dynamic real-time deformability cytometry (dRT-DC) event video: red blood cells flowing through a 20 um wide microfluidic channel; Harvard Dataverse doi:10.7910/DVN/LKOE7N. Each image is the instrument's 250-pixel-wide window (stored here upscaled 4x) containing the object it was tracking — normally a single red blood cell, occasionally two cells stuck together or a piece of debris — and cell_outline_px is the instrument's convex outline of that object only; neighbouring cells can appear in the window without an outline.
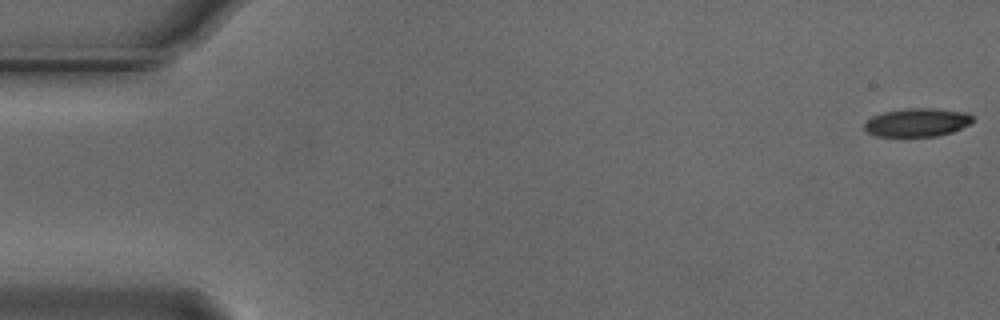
{"species": "Egyptian fruit bat (a non-hibernating species)", "species_latin": "Rousettus aegyptiacus", "temperature_condition": "cold", "stored_images_in_passage": 21, "camera_frame_rate_fps": 3000, "um_per_image_px": 0.085, "animal": {"sex": "male"}, "frame": {"image": 1, "passage_image": 1, "time_ms": 0.0, "image_size_px": [1000, 320], "cell_outline_px": [[972, 120], [968, 124], [952, 132], [936, 136], [876, 136], [868, 132], [864, 128], [864, 124], [872, 116], [884, 112], [904, 108], [932, 108], [968, 112], [972, 116]], "centroid_in_image_um": [77.94, 10.39], "position_along_channel_um": 7.1, "area_um2": 17.8}}
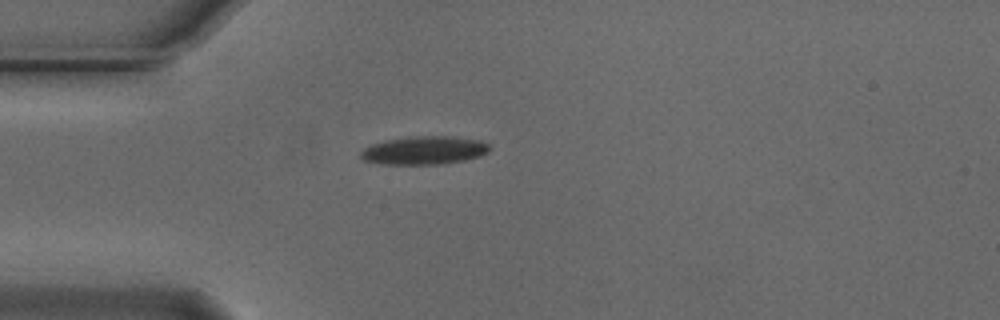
{"frame": {"image": 2, "passage_image": 15, "time_ms": 4.667, "image_size_px": [1000, 320], "cell_outline_px": [[492, 148], [488, 152], [480, 156], [464, 160], [440, 164], [380, 164], [364, 160], [360, 156], [360, 152], [364, 148], [372, 144], [384, 140], [408, 136], [452, 136], [480, 140], [488, 144]], "centroid_in_image_um": [36.06, 12.77], "position_along_channel_um": 48.9, "area_um2": 21.39}}
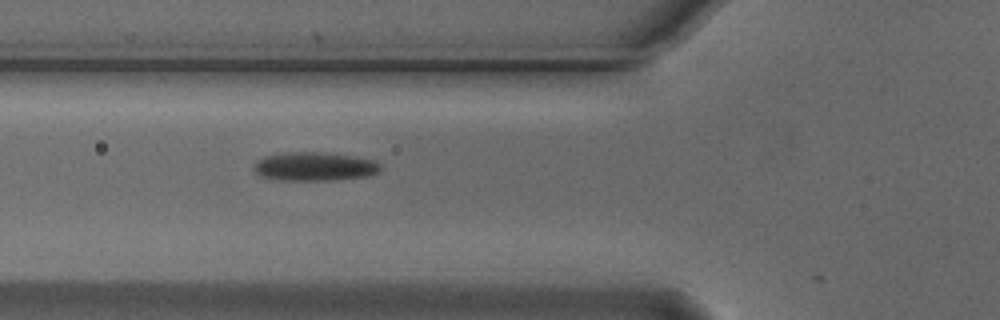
{"frame": {"image": 3, "passage_image": 20, "time_ms": 6.333, "image_size_px": [1000, 320], "cell_outline_px": [[384, 168], [380, 172], [368, 176], [336, 180], [280, 180], [260, 176], [252, 168], [256, 160], [264, 156], [284, 152], [324, 152], [352, 156], [376, 160]], "centroid_in_image_um": [26.76, 14.15], "position_along_channel_um": 99.0, "area_um2": 21.56}}